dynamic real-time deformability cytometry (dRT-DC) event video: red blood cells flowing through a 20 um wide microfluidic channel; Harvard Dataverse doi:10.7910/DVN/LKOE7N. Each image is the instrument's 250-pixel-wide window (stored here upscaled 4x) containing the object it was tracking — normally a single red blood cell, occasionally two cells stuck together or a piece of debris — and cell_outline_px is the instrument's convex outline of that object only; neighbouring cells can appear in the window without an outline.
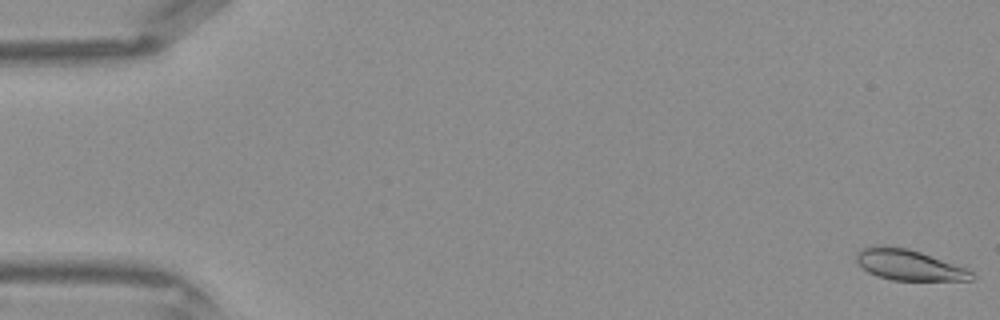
{"species": "Egyptian fruit bat (a non-hibernating species)", "species_latin": "Rousettus aegyptiacus", "temperature_condition": "warm", "stored_images_in_passage": 43, "camera_frame_rate_fps": 3000, "um_per_image_px": 0.085, "frame": {"image": 1, "passage_image": 1, "time_ms": 0.0, "image_size_px": [1000, 320], "cell_outline_px": [[976, 276], [972, 280], [892, 280], [876, 276], [868, 272], [856, 260], [856, 252], [864, 248], [908, 248], [968, 268]], "centroid_in_image_um": [77.34, 22.56], "position_along_channel_um": 7.7, "area_um2": 20.06}}
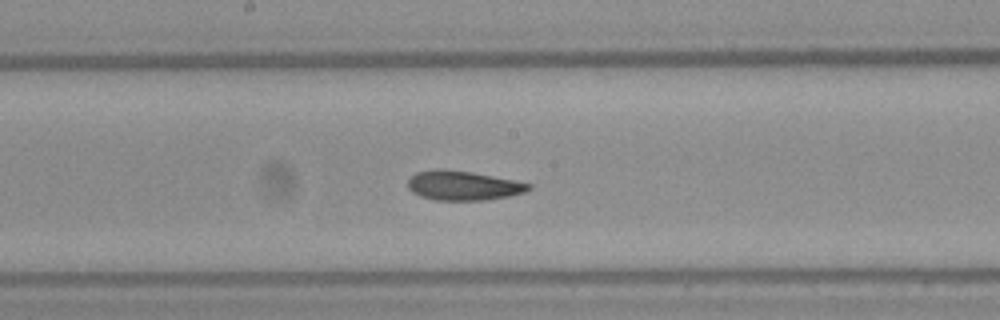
{"frame": {"image": 2, "passage_image": 23, "time_ms": 7.333, "image_size_px": [1000, 320], "cell_outline_px": [[532, 188], [524, 192], [508, 196], [484, 200], [436, 200], [420, 196], [412, 192], [408, 188], [408, 180], [416, 172], [436, 168], [440, 168], [472, 172], [532, 184]], "centroid_in_image_um": [39.33, 15.76], "position_along_channel_um": 208.9, "area_um2": 20.63}}
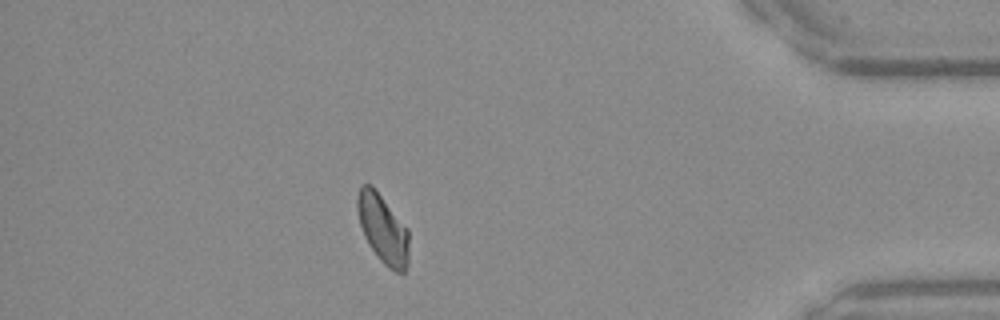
{"frame": {"image": 3, "passage_image": 38, "time_ms": 12.333, "image_size_px": [1000, 320], "cell_outline_px": [[408, 264], [404, 276], [388, 268], [380, 260], [368, 244], [364, 236], [360, 224], [356, 208], [356, 196], [360, 184], [372, 184], [408, 228]], "centroid_in_image_um": [32.54, 19.45], "position_along_channel_um": 402.7, "area_um2": 21.15}}